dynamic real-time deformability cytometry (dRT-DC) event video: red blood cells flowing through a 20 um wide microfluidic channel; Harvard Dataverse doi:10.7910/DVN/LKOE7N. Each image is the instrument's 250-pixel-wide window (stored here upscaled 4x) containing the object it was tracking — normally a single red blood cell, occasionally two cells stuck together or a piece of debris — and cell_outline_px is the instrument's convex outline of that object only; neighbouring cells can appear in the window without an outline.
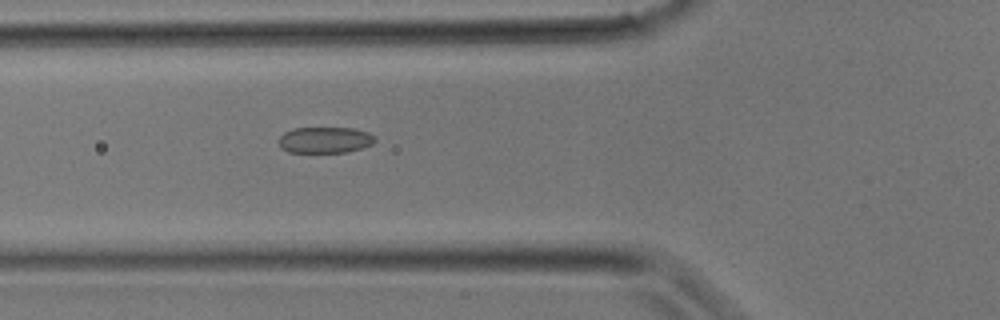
{"species": "common noctule bat (a hibernating species)", "species_latin": "Nyctalus noctula", "temperature_condition": "room temperature", "stored_images_in_passage": 25, "camera_frame_rate_fps": 3000, "um_per_image_px": 0.085, "animal": {"sex": "male", "body_mass_g": 17.9}, "frame": {"image": 1, "passage_image": 5, "time_ms": 1.333, "image_size_px": [1000, 320], "cell_outline_px": [[376, 140], [372, 144], [348, 152], [288, 152], [280, 148], [276, 140], [284, 132], [292, 128], [352, 128], [368, 132], [376, 136]], "centroid_in_image_um": [27.58, 11.89], "position_along_channel_um": 98.2, "area_um2": 14.85}}
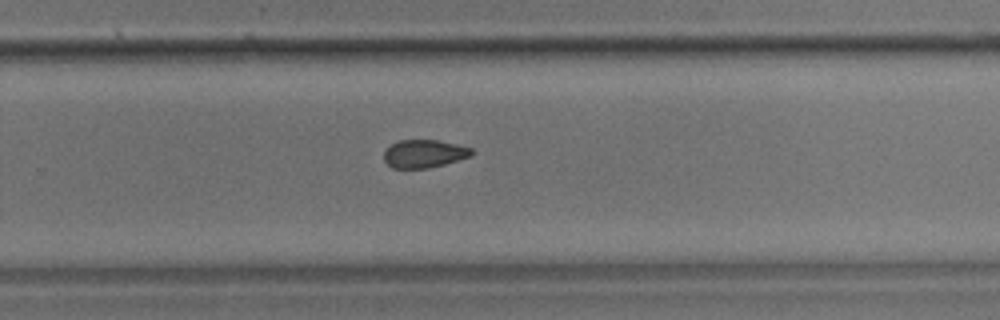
{"frame": {"image": 2, "passage_image": 14, "time_ms": 4.333, "image_size_px": [1000, 320], "cell_outline_px": [[476, 152], [472, 156], [444, 164], [428, 168], [392, 168], [384, 160], [384, 152], [392, 144], [400, 140], [440, 140], [472, 148]], "centroid_in_image_um": [36.09, 13.06], "position_along_channel_um": 293.7, "area_um2": 14.33}}
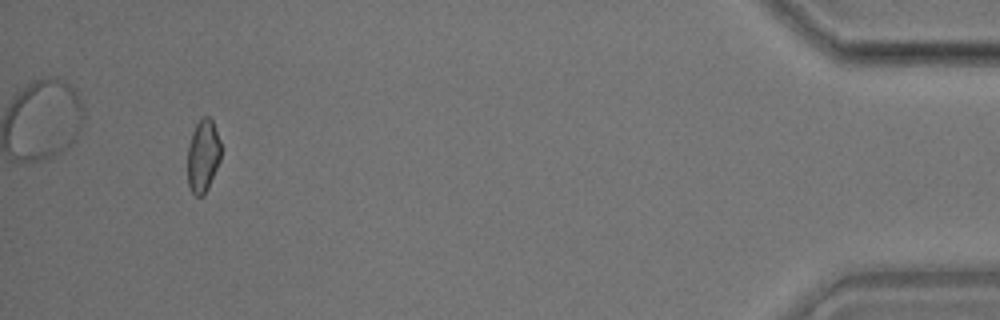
{"frame": {"image": 3, "passage_image": 23, "time_ms": 7.333, "image_size_px": [1000, 320], "cell_outline_px": [[220, 160], [208, 188], [204, 196], [196, 196], [192, 192], [188, 184], [188, 148], [192, 132], [200, 116], [208, 116], [212, 120], [220, 140]], "centroid_in_image_um": [17.25, 13.24], "position_along_channel_um": 417.9, "area_um2": 14.16}}